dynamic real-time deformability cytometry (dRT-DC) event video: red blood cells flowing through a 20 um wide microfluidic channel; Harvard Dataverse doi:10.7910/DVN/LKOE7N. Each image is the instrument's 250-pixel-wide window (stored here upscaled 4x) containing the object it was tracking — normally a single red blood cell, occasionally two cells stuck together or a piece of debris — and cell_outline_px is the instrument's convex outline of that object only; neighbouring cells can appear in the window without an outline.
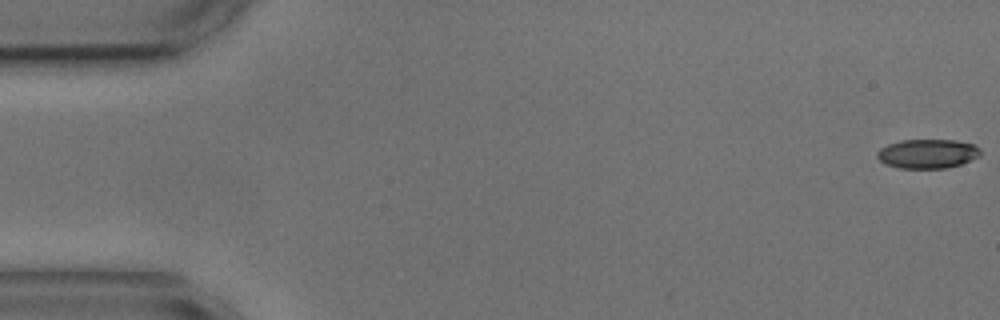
{"species": "common noctule bat (a hibernating species)", "species_latin": "Nyctalus noctula", "temperature_condition": "cold", "stored_images_in_passage": 6, "camera_frame_rate_fps": 3000, "um_per_image_px": 0.085, "animal": {"sex": "male", "body_mass_g": 17.9, "forearm_length_mm": 54.2}, "frame": {"image": 1, "passage_image": 1, "time_ms": 0.0, "image_size_px": [1000, 320], "cell_outline_px": [[980, 156], [972, 160], [960, 164], [944, 168], [900, 168], [884, 164], [876, 156], [876, 152], [880, 148], [888, 144], [900, 140], [956, 140], [972, 144], [980, 148]], "centroid_in_image_um": [78.82, 13.06], "position_along_channel_um": 6.2, "area_um2": 17.63}}
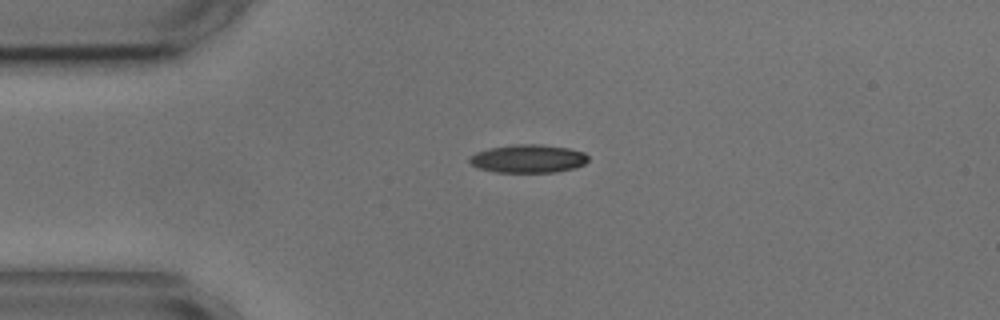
{"frame": {"image": 2, "passage_image": 4, "time_ms": 4.0, "image_size_px": [1000, 320], "cell_outline_px": [[588, 160], [584, 164], [572, 168], [556, 172], [496, 172], [480, 168], [472, 164], [468, 160], [476, 152], [488, 148], [512, 144], [540, 144], [568, 148], [584, 152], [588, 156]], "centroid_in_image_um": [44.9, 13.47], "position_along_channel_um": 40.1, "area_um2": 19.42}}